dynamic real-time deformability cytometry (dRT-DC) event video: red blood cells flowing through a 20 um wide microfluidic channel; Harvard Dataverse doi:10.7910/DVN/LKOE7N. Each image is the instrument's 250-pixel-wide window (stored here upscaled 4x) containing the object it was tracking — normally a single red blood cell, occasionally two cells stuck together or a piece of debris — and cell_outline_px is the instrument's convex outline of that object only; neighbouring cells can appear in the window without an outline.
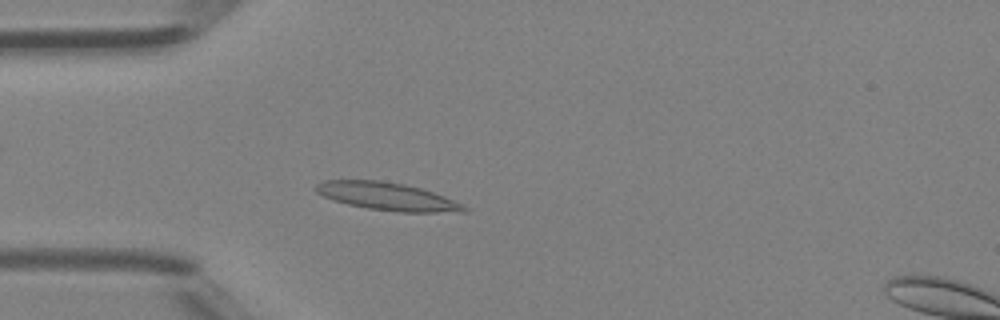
{"species": "Egyptian fruit bat (a non-hibernating species)", "species_latin": "Rousettus aegyptiacus", "temperature_condition": "room temperature", "stored_images_in_passage": 46, "camera_frame_rate_fps": 3000, "um_per_image_px": 0.085, "animal": {"sex": "female"}, "frame": {"image": 1, "passage_image": 12, "time_ms": 3.667, "image_size_px": [1000, 320], "cell_outline_px": [[468, 212], [400, 212], [368, 208], [348, 204], [332, 200], [316, 192], [316, 184], [324, 180], [380, 180], [404, 184], [420, 188], [444, 196], [464, 204], [468, 208]], "centroid_in_image_um": [32.94, 16.7], "position_along_channel_um": 52.1, "area_um2": 23.93}}
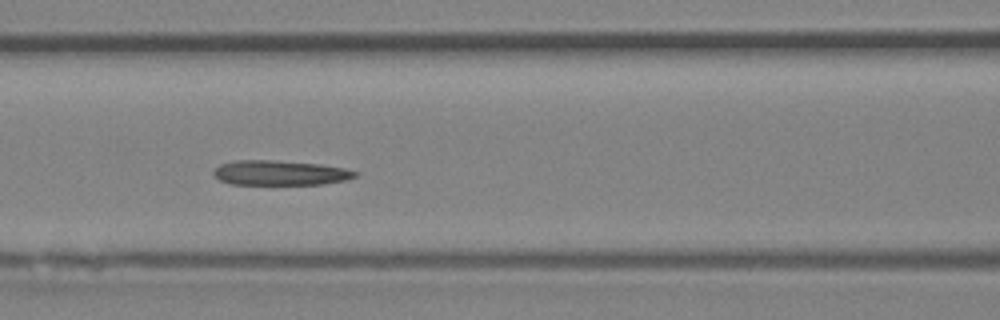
{"frame": {"image": 2, "passage_image": 19, "time_ms": 6.0, "image_size_px": [1000, 320], "cell_outline_px": [[360, 172], [356, 176], [344, 180], [320, 184], [232, 184], [220, 180], [212, 176], [212, 172], [220, 164], [236, 160], [276, 160], [320, 164], [344, 168]], "centroid_in_image_um": [23.78, 14.68], "position_along_channel_um": 142.8, "area_um2": 20.46}}
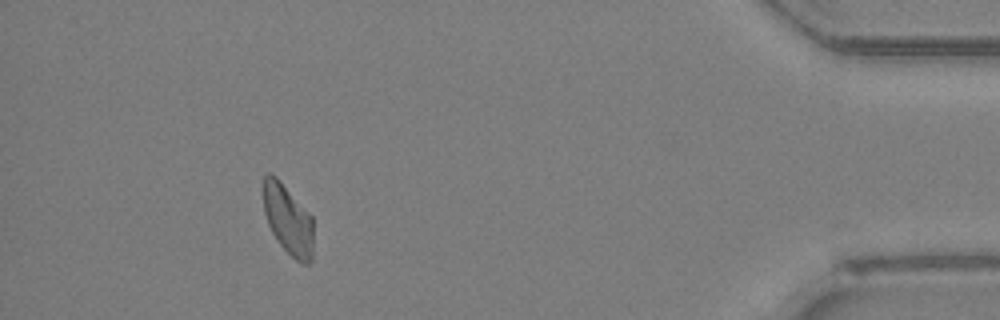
{"frame": {"image": 3, "passage_image": 42, "time_ms": 13.667, "image_size_px": [1000, 320], "cell_outline_px": [[312, 260], [308, 264], [300, 264], [276, 240], [268, 224], [264, 212], [264, 176], [268, 172], [272, 172], [280, 180], [312, 216]], "centroid_in_image_um": [24.48, 18.66], "position_along_channel_um": 410.7, "area_um2": 20.29}, "authors_computed_cell_mechanics": {"area_um2": 21.2415, "velocity_mm_per_s": 4.2668, "shape_relaxation_time_tau1_ms": null, "shape_relaxation_time_tau2_ms": 2.5031, "deformation_change_tau1": null, "deformation_change_tau2": 0.111}}